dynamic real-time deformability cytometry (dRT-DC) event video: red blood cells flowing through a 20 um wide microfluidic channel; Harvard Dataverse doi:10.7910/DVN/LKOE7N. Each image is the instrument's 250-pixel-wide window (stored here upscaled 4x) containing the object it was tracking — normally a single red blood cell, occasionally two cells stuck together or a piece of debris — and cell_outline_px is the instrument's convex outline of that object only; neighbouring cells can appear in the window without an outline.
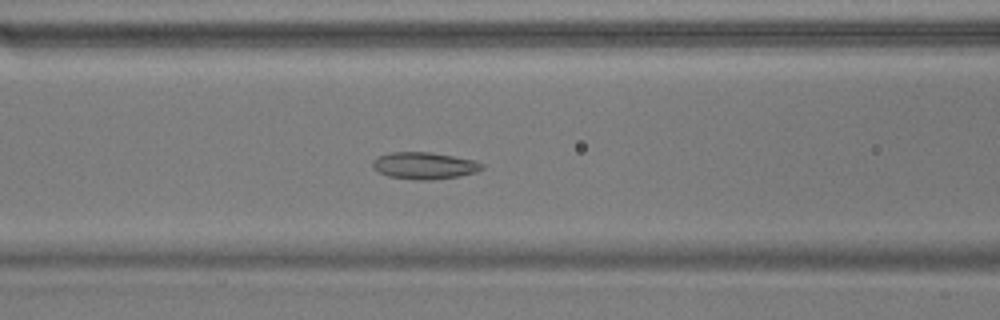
{"species": "common noctule bat (a hibernating species)", "species_latin": "Nyctalus noctula", "temperature_condition": "warm", "stored_images_in_passage": 54, "camera_frame_rate_fps": 3000, "um_per_image_px": 0.085, "animal": {"sex": "male", "body_mass_g": 17.9}, "frame": {"image": 1, "passage_image": 22, "time_ms": 7.0, "image_size_px": [1000, 320], "cell_outline_px": [[484, 168], [476, 172], [460, 176], [432, 180], [416, 180], [388, 176], [372, 168], [372, 160], [376, 156], [392, 152], [428, 152], [476, 160], [484, 164]], "centroid_in_image_um": [36.06, 14.08], "position_along_channel_um": 130.5, "area_um2": 17.28}}
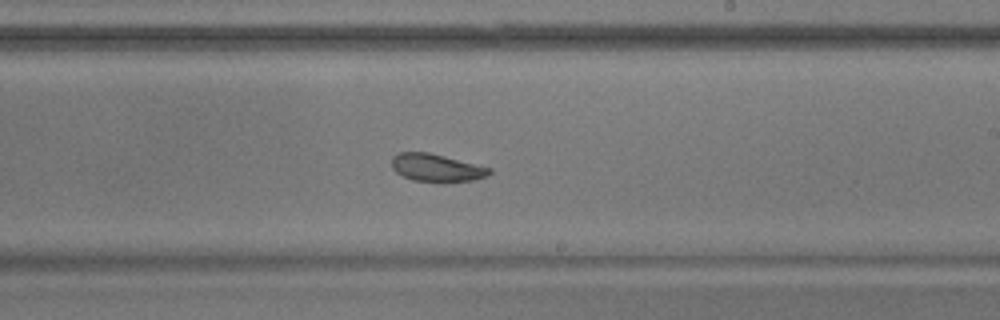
{"frame": {"image": 2, "passage_image": 32, "time_ms": 10.333, "image_size_px": [1000, 320], "cell_outline_px": [[492, 172], [488, 176], [472, 180], [444, 184], [440, 184], [412, 180], [396, 172], [392, 168], [392, 156], [400, 152], [428, 152], [492, 168]], "centroid_in_image_um": [37.12, 14.29], "position_along_channel_um": 251.9, "area_um2": 16.18}}
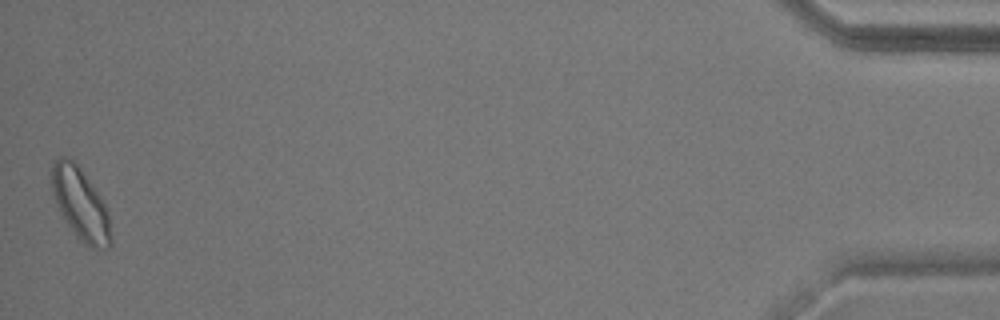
{"frame": {"image": 3, "passage_image": 54, "time_ms": 17.667, "image_size_px": [1000, 320], "cell_outline_px": [[112, 244], [108, 248], [92, 248], [84, 244], [76, 236], [68, 224], [56, 204], [52, 192], [52, 164], [60, 156], [64, 156], [72, 160], [80, 168], [104, 204], [108, 212], [112, 240]], "centroid_in_image_um": [6.84, 17.37], "position_along_channel_um": 428.4, "area_um2": 24.28}, "authors_computed_cell_mechanics": {"area_um2": 19.1318, "velocity_mm_per_s": 3.652, "shape_relaxation_time_tau1_ms": 3.6932, "shape_relaxation_time_tau2_ms": 1.9593, "deformation_change_tau1": 0.0958, "deformation_change_tau2": 0.076}}